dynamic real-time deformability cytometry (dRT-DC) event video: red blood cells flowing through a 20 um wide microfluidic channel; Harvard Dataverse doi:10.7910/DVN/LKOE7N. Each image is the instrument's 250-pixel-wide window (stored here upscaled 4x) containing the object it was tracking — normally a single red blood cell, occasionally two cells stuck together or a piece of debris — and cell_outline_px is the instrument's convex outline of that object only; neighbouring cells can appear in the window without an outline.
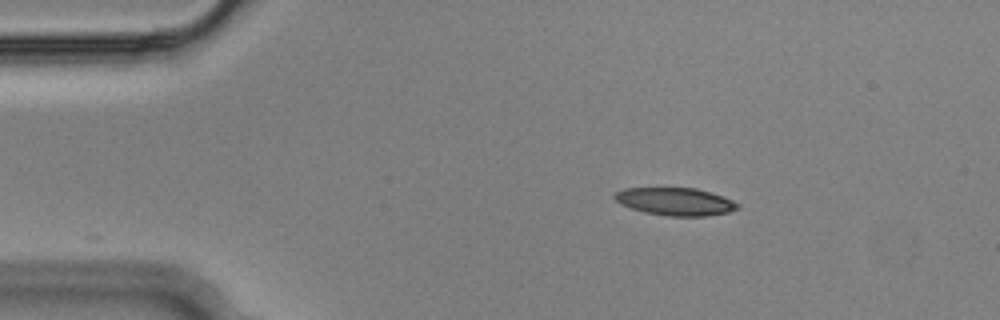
{"species": "Egyptian fruit bat (a non-hibernating species)", "species_latin": "Rousettus aegyptiacus", "temperature_condition": "cold", "stored_images_in_passage": 47, "camera_frame_rate_fps": 3000, "um_per_image_px": 0.085, "animal": {"sex": "male"}, "frame": {"image": 1, "passage_image": 1, "time_ms": 0.0, "image_size_px": [1000, 320], "cell_outline_px": [[740, 208], [728, 212], [708, 216], [668, 216], [644, 212], [620, 204], [612, 196], [616, 192], [624, 188], [696, 188], [724, 196], [740, 204]], "centroid_in_image_um": [57.42, 17.13], "position_along_channel_um": 27.6, "area_um2": 19.94}}
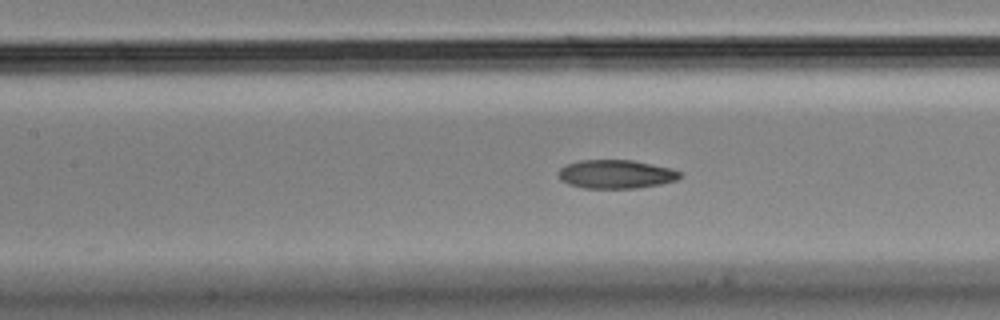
{"frame": {"image": 2, "passage_image": 16, "time_ms": 5.0, "image_size_px": [1000, 320], "cell_outline_px": [[684, 176], [676, 180], [660, 184], [636, 188], [584, 188], [568, 184], [560, 180], [556, 176], [560, 168], [564, 164], [580, 160], [632, 160], [672, 168], [680, 172]], "centroid_in_image_um": [52.33, 14.8], "position_along_channel_um": 155.1, "area_um2": 20.52}}
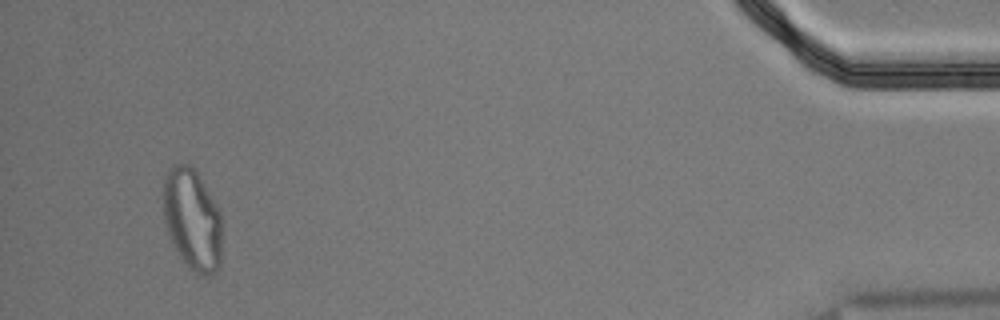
{"frame": {"image": 3, "passage_image": 44, "time_ms": 14.333, "image_size_px": [1000, 320], "cell_outline_px": [[220, 264], [216, 272], [208, 276], [200, 276], [192, 272], [188, 268], [180, 256], [168, 232], [164, 220], [164, 176], [168, 168], [172, 164], [188, 164], [196, 168], [216, 204], [220, 212]], "centroid_in_image_um": [16.34, 18.63], "position_along_channel_um": 418.9, "area_um2": 34.8}, "authors_computed_cell_mechanics": {"area_um2": 21.4438, "velocity_mm_per_s": 3.6287, "shape_relaxation_time_tau1_ms": null, "shape_relaxation_time_tau2_ms": 2.6508, "deformation_change_tau1": null, "deformation_change_tau2": 0.0828}}